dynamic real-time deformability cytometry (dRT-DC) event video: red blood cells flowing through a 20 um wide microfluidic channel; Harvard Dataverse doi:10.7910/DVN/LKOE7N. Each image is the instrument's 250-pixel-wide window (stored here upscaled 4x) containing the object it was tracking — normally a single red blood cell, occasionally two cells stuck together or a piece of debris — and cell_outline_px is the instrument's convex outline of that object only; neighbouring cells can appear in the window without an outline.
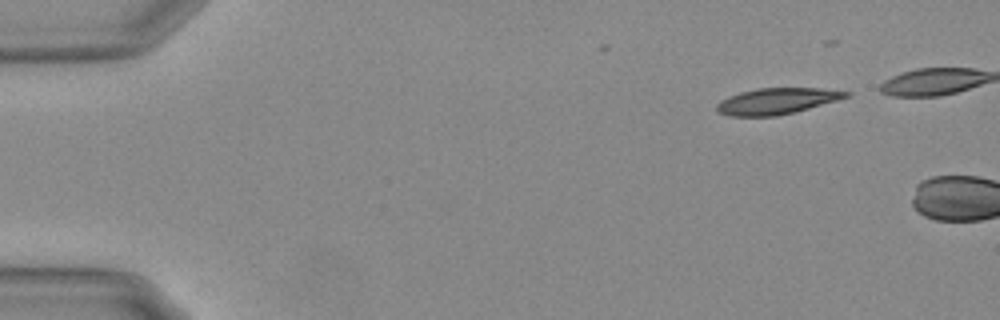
{"species": "Egyptian fruit bat (a non-hibernating species)", "species_latin": "Rousettus aegyptiacus", "temperature_condition": "warm", "stored_images_in_passage": 4, "camera_frame_rate_fps": 3000, "um_per_image_px": 0.085, "animal": {"sex": "female"}, "frame": {"image": 1, "passage_image": 1, "time_ms": 0.0, "image_size_px": [1000, 320], "cell_outline_px": [[852, 92], [848, 96], [836, 100], [808, 108], [776, 116], [728, 116], [716, 112], [716, 104], [720, 100], [728, 96], [740, 92], [756, 88], [820, 88]], "centroid_in_image_um": [65.95, 8.59], "position_along_channel_um": 19.1, "area_um2": 19.59}}